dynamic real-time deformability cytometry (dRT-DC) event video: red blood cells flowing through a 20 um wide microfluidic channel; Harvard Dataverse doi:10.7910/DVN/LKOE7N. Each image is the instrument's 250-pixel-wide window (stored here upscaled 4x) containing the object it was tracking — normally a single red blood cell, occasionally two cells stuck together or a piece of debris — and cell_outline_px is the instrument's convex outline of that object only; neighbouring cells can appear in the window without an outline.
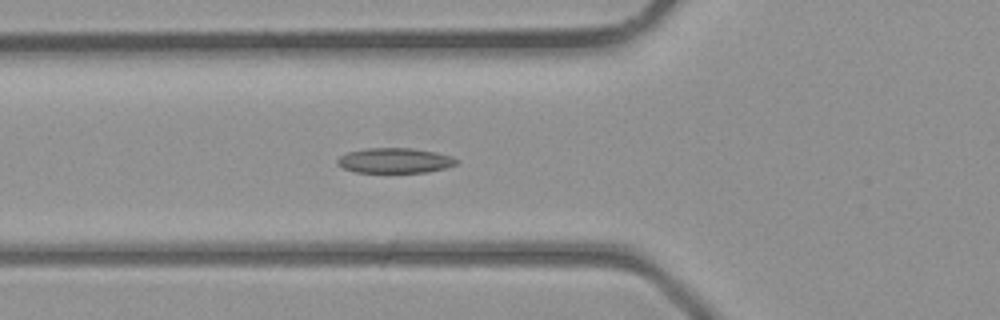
{"species": "common noctule bat (a hibernating species)", "species_latin": "Nyctalus noctula", "temperature_condition": "room temperature", "stored_images_in_passage": 31, "camera_frame_rate_fps": 3000, "um_per_image_px": 0.085, "animal": {"sex": "male", "body_mass_g": 23.1, "forearm_length_mm": 52.7}, "frame": {"image": 1, "passage_image": 9, "time_ms": 2.667, "image_size_px": [1000, 320], "cell_outline_px": [[456, 164], [444, 168], [428, 172], [356, 172], [344, 168], [336, 164], [336, 160], [340, 156], [348, 152], [368, 148], [412, 148], [436, 152], [452, 156], [456, 160]], "centroid_in_image_um": [33.54, 13.64], "position_along_channel_um": 92.3, "area_um2": 17.28}}
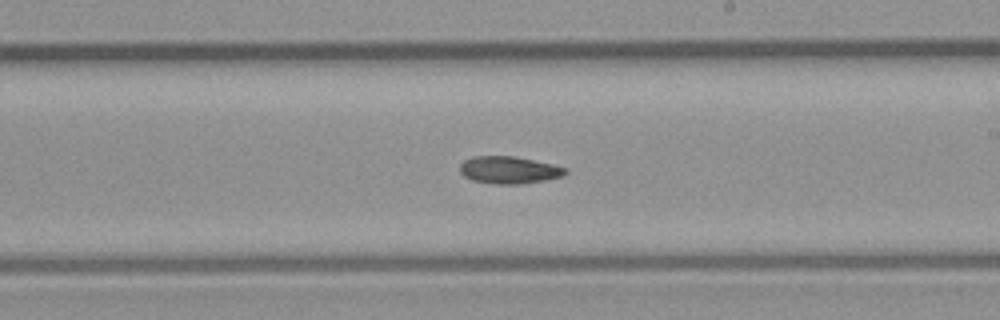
{"frame": {"image": 2, "passage_image": 18, "time_ms": 5.667, "image_size_px": [1000, 320], "cell_outline_px": [[568, 172], [564, 176], [544, 180], [520, 184], [496, 184], [472, 180], [464, 176], [460, 172], [460, 164], [464, 160], [472, 156], [516, 156], [552, 164], [568, 168]], "centroid_in_image_um": [43.28, 14.44], "position_along_channel_um": 245.7, "area_um2": 16.88}}
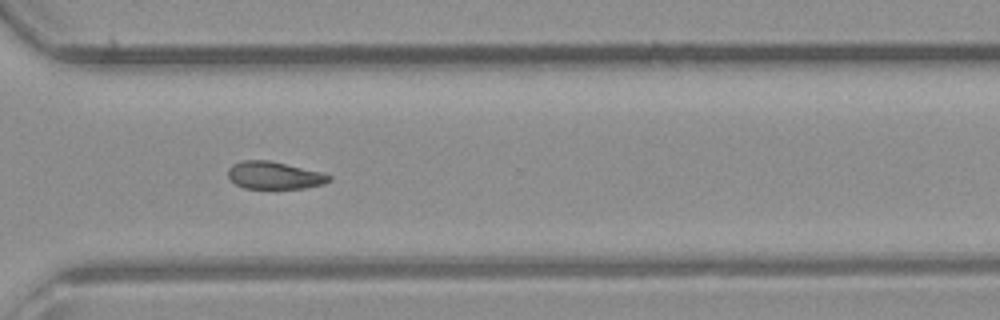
{"frame": {"image": 3, "passage_image": 24, "time_ms": 7.667, "image_size_px": [1000, 320], "cell_outline_px": [[332, 180], [324, 184], [304, 188], [244, 188], [236, 184], [228, 176], [228, 168], [232, 164], [244, 160], [268, 160], [324, 172], [332, 176]], "centroid_in_image_um": [23.36, 14.9], "position_along_channel_um": 347.2, "area_um2": 16.24}}